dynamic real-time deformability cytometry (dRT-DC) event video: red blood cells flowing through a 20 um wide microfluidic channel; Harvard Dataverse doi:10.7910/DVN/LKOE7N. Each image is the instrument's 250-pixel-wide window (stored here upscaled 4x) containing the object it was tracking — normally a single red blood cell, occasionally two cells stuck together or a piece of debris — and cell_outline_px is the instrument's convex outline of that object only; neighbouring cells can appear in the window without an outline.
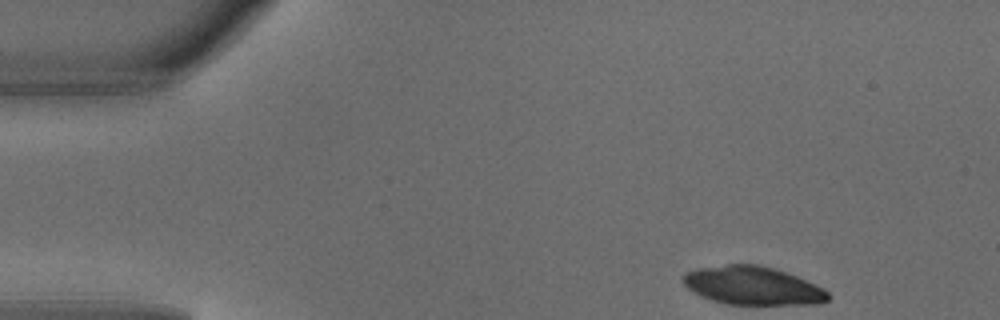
{"species": "common noctule bat (a hibernating species)", "species_latin": "Nyctalus noctula", "temperature_condition": "warm", "stored_images_in_passage": 4, "segment_of_instrument_passage": [1, 2], "camera_frame_rate_fps": 3000, "um_per_image_px": 0.085, "animal": {"sex": "male", "body_mass_g": 18.8}, "frame": {"image": 1, "passage_image": 1, "time_ms": 0.0, "image_size_px": [1000, 320], "cell_outline_px": [[832, 296], [828, 300], [820, 304], [724, 304], [700, 296], [688, 288], [684, 284], [684, 272], [700, 268], [728, 264], [760, 264], [796, 276], [824, 288]], "centroid_in_image_um": [64.0, 24.29], "position_along_channel_um": 21.0, "area_um2": 32.31}}